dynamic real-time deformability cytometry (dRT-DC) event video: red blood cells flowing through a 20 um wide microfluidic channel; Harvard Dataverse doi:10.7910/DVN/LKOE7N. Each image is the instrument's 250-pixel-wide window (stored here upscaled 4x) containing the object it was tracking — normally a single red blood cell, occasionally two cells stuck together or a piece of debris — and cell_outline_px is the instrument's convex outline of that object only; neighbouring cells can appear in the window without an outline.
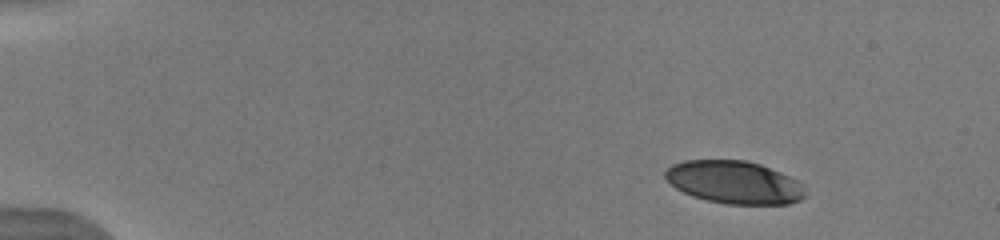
{"species": "human", "species_latin": "Homo sapiens", "temperature_condition": "warm", "stored_images_in_passage": 15, "camera_frame_rate_fps": 3000, "um_per_image_px": 0.085, "donor": {"sex": "male"}, "frame": {"image": 1, "passage_image": 1, "time_ms": 0.0, "image_size_px": [1000, 240], "cell_outline_px": [[804, 196], [800, 200], [788, 204], [724, 204], [692, 196], [676, 188], [664, 176], [664, 172], [672, 164], [684, 160], [744, 160], [760, 164], [780, 172], [804, 184]], "centroid_in_image_um": [62.41, 15.49], "position_along_channel_um": 22.6, "area_um2": 34.8}}
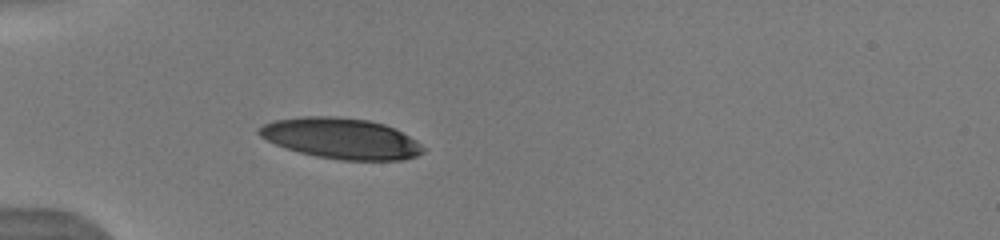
{"frame": {"image": 2, "passage_image": 7, "time_ms": 3.333, "image_size_px": [1000, 240], "cell_outline_px": [[428, 148], [424, 152], [416, 156], [404, 160], [340, 160], [316, 156], [300, 152], [276, 144], [260, 136], [256, 132], [256, 128], [272, 120], [300, 116], [336, 116], [368, 120], [384, 124], [396, 128], [416, 140]], "centroid_in_image_um": [29.02, 11.76], "position_along_channel_um": 56.0, "area_um2": 39.3}}